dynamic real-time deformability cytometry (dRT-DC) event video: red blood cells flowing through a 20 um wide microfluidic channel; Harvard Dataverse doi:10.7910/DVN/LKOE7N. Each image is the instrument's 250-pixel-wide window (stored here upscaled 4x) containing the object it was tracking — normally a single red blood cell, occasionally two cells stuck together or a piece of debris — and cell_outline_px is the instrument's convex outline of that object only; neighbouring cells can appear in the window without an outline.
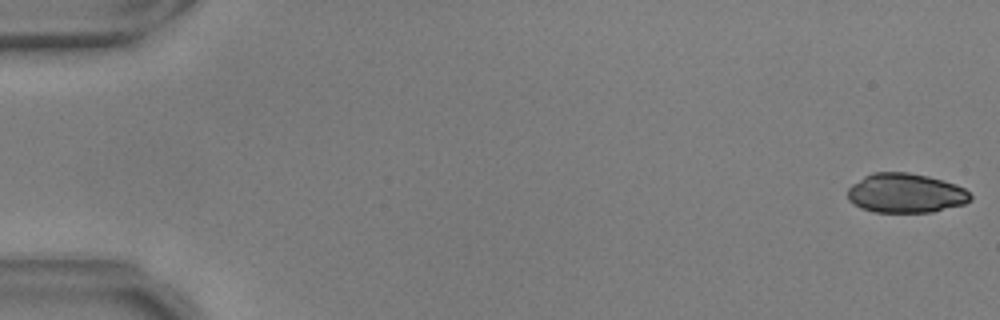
{"species": "common noctule bat (a hibernating species)", "species_latin": "Nyctalus noctula", "temperature_condition": "warm", "stored_images_in_passage": 20, "camera_frame_rate_fps": 3000, "um_per_image_px": 0.085, "animal": {"sex": "male", "body_mass_g": 17.9, "forearm_length_mm": 54.2}, "frame": {"image": 1, "passage_image": 1, "time_ms": 0.0, "image_size_px": [1000, 320], "cell_outline_px": [[972, 200], [964, 204], [932, 212], [872, 212], [860, 208], [848, 200], [848, 188], [852, 184], [864, 176], [872, 172], [908, 172], [928, 176], [956, 184], [964, 188], [972, 196]], "centroid_in_image_um": [76.97, 16.42], "position_along_channel_um": 8.0, "area_um2": 28.38}}
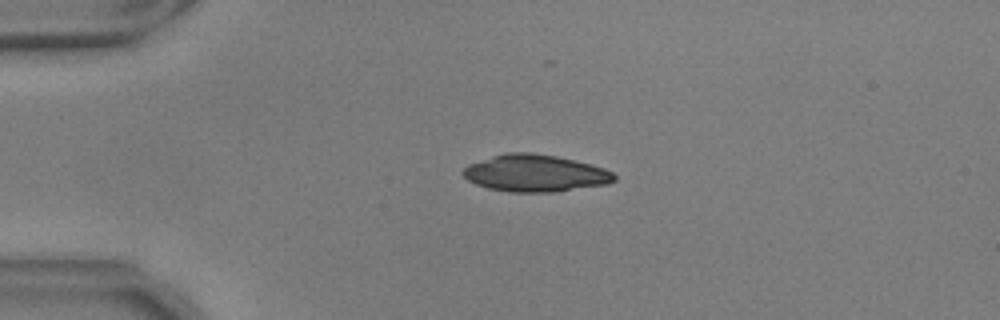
{"frame": {"image": 2, "passage_image": 13, "time_ms": 4.0, "image_size_px": [1000, 320], "cell_outline_px": [[616, 180], [608, 184], [552, 192], [512, 192], [488, 188], [476, 184], [468, 180], [460, 172], [468, 164], [492, 156], [508, 152], [532, 152], [556, 156], [592, 164], [604, 168], [612, 172], [616, 176]], "centroid_in_image_um": [45.49, 14.72], "position_along_channel_um": 39.5, "area_um2": 32.66}}